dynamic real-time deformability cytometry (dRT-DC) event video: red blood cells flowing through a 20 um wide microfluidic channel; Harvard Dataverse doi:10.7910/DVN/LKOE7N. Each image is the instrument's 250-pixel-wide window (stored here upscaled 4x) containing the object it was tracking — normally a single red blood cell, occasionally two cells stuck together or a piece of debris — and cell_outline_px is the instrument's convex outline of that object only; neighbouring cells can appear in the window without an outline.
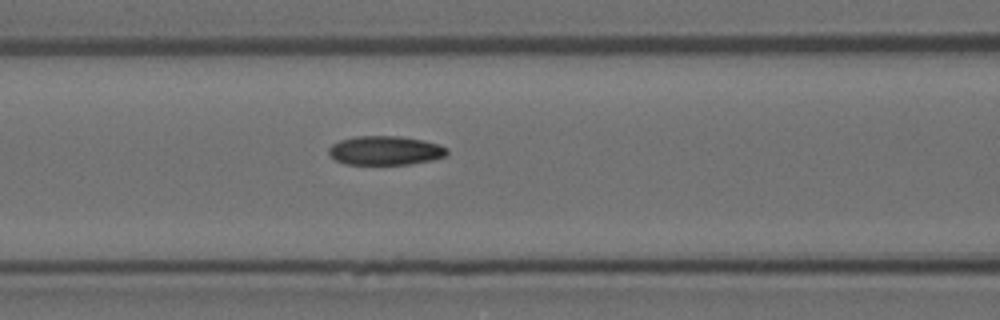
{"species": "Egyptian fruit bat (a non-hibernating species)", "species_latin": "Rousettus aegyptiacus", "temperature_condition": "room temperature", "stored_images_in_passage": 6, "camera_frame_rate_fps": 3000, "um_per_image_px": 0.085, "animal": {"sex": "female"}, "frame": {"image": 1, "passage_image": 6, "time_ms": 1.667, "image_size_px": [1000, 320], "cell_outline_px": [[448, 152], [444, 156], [432, 160], [408, 164], [344, 164], [336, 160], [328, 152], [328, 148], [332, 144], [340, 140], [356, 136], [400, 136], [424, 140], [440, 144], [448, 148]], "centroid_in_image_um": [32.76, 12.78], "position_along_channel_um": 133.8, "area_um2": 20.06}}